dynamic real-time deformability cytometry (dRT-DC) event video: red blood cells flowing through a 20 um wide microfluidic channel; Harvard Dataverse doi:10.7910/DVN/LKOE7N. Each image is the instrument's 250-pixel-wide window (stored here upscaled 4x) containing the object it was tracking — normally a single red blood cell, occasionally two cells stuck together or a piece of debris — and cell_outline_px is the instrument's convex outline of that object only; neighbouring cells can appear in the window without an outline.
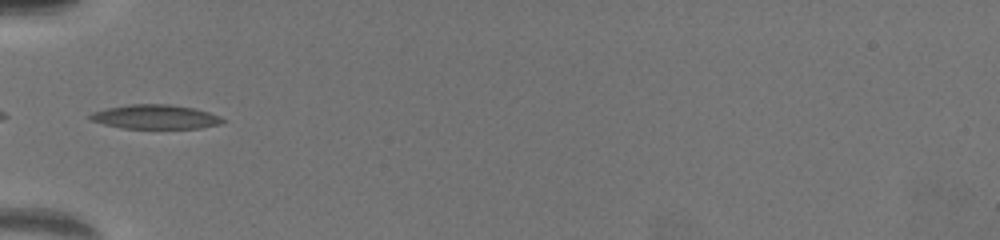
{"species": "common noctule bat (a hibernating species)", "species_latin": "Nyctalus noctula", "temperature_condition": "warm", "stored_images_in_passage": 42, "camera_frame_rate_fps": 3000, "um_per_image_px": 0.085, "animal": {"sex": "female", "body_mass_g": 19.5, "forearm_length_mm": 54.1}, "frame": {"image": 1, "passage_image": 1, "time_ms": 0.0, "image_size_px": [1000, 240], "cell_outline_px": [[228, 120], [224, 124], [200, 128], [124, 128], [104, 124], [92, 120], [88, 116], [92, 112], [108, 108], [128, 104], [168, 104], [192, 108], [208, 112], [220, 116]], "centroid_in_image_um": [13.27, 9.93], "position_along_channel_um": 71.7, "area_um2": 18.67}}
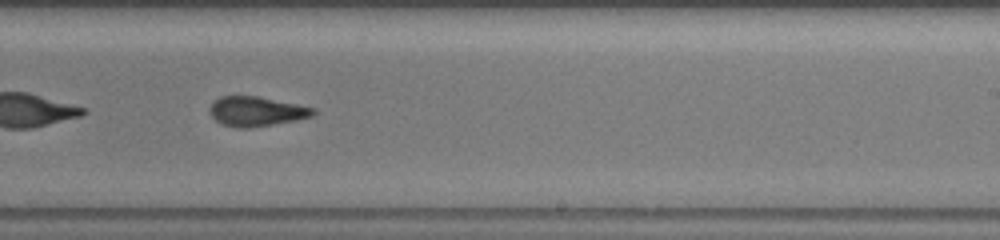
{"frame": {"image": 2, "passage_image": 19, "time_ms": 6.0, "image_size_px": [1000, 240], "cell_outline_px": [[316, 112], [312, 116], [296, 120], [248, 128], [236, 128], [220, 124], [212, 116], [212, 104], [220, 96], [256, 96], [316, 108]], "centroid_in_image_um": [21.81, 9.48], "position_along_channel_um": 267.2, "area_um2": 17.57}}
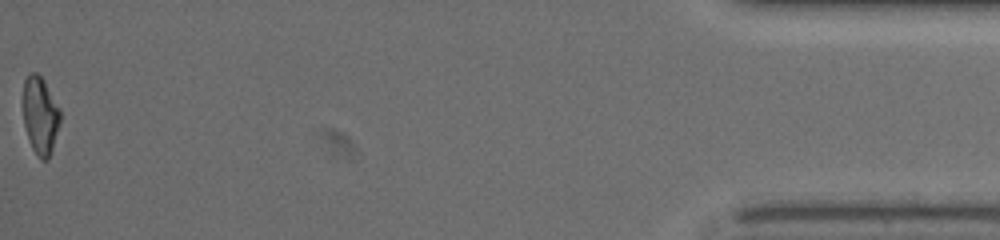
{"frame": {"image": 3, "passage_image": 42, "time_ms": 13.667, "image_size_px": [1000, 240], "cell_outline_px": [[60, 120], [52, 148], [48, 160], [40, 160], [32, 148], [24, 124], [24, 80], [28, 72], [36, 72], [44, 80], [60, 108]], "centroid_in_image_um": [3.42, 9.79], "position_along_channel_um": 431.8, "area_um2": 16.59}}